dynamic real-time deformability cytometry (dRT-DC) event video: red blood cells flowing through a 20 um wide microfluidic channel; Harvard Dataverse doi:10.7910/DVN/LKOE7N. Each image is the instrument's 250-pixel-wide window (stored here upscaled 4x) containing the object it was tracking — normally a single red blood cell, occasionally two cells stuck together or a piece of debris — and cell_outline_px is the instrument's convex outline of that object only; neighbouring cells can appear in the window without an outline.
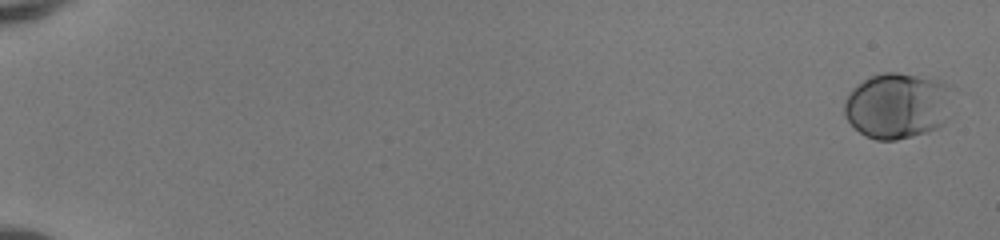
{"species": "human", "species_latin": "Homo sapiens", "temperature_condition": "room temperature", "stored_images_in_passage": 53, "camera_frame_rate_fps": 3000, "um_per_image_px": 0.085, "donor": {"sex": "female"}, "frame": {"image": 1, "passage_image": 2, "time_ms": 0.333, "image_size_px": [1000, 240], "cell_outline_px": [[948, 84], [944, 124], [928, 132], [896, 140], [876, 140], [860, 132], [848, 120], [844, 112], [844, 100], [852, 88], [864, 80], [880, 72], [896, 72], [936, 80]], "centroid_in_image_um": [76.19, 8.99], "position_along_channel_um": 8.8, "area_um2": 40.58}}
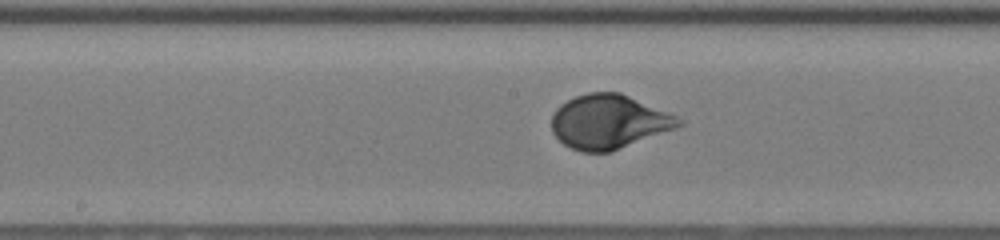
{"frame": {"image": 2, "passage_image": 31, "time_ms": 10.0, "image_size_px": [1000, 240], "cell_outline_px": [[684, 124], [676, 128], [612, 152], [580, 152], [564, 144], [552, 132], [552, 116], [556, 108], [560, 104], [576, 96], [588, 92], [620, 92], [676, 116], [684, 120]], "centroid_in_image_um": [51.75, 10.36], "position_along_channel_um": 196.5, "area_um2": 40.06}}
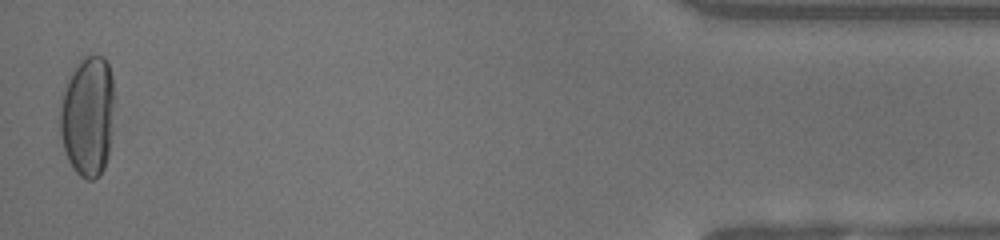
{"frame": {"image": 3, "passage_image": 53, "time_ms": 17.333, "image_size_px": [1000, 240], "cell_outline_px": [[112, 104], [108, 156], [104, 168], [100, 176], [92, 180], [84, 180], [72, 168], [64, 152], [60, 136], [60, 112], [64, 92], [68, 80], [72, 72], [80, 60], [84, 56], [104, 56], [108, 64], [112, 76]], "centroid_in_image_um": [7.43, 9.93], "position_along_channel_um": 427.8, "area_um2": 37.63}, "authors_computed_cell_mechanics": {"area_um2": 37.8012, "velocity_mm_per_s": 4.0854, "shape_relaxation_time_tau1_ms": 3.4202, "shape_relaxation_time_tau2_ms": null, "deformation_change_tau1": 0.1872, "deformation_change_tau2": null}}